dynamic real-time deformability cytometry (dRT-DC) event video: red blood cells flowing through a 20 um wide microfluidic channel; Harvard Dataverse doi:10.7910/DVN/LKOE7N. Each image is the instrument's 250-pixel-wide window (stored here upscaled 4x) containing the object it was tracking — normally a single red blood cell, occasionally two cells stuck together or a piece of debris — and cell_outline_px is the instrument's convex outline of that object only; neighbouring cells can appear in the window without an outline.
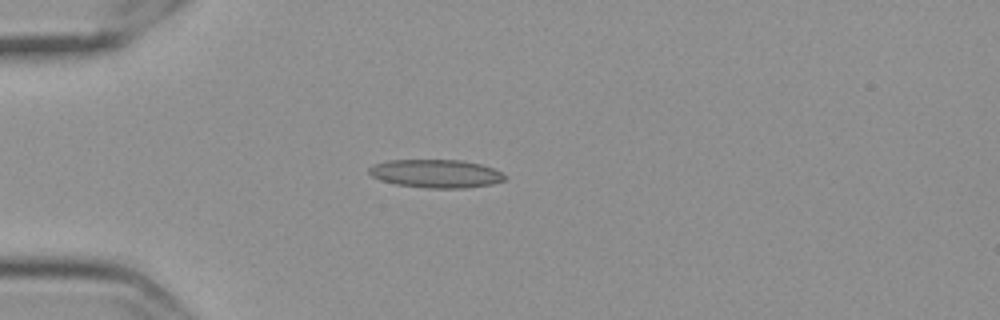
{"species": "Egyptian fruit bat (a non-hibernating species)", "species_latin": "Rousettus aegyptiacus", "temperature_condition": "cold", "stored_images_in_passage": 43, "camera_frame_rate_fps": 3000, "um_per_image_px": 0.085, "frame": {"image": 1, "passage_image": 1, "time_ms": 0.0, "image_size_px": [1000, 320], "cell_outline_px": [[504, 180], [492, 184], [468, 188], [428, 188], [396, 184], [380, 180], [372, 176], [368, 172], [368, 168], [372, 164], [388, 160], [460, 160], [480, 164], [492, 168], [500, 172], [504, 176]], "centroid_in_image_um": [37.01, 14.75], "position_along_channel_um": 48.0, "area_um2": 22.31}}
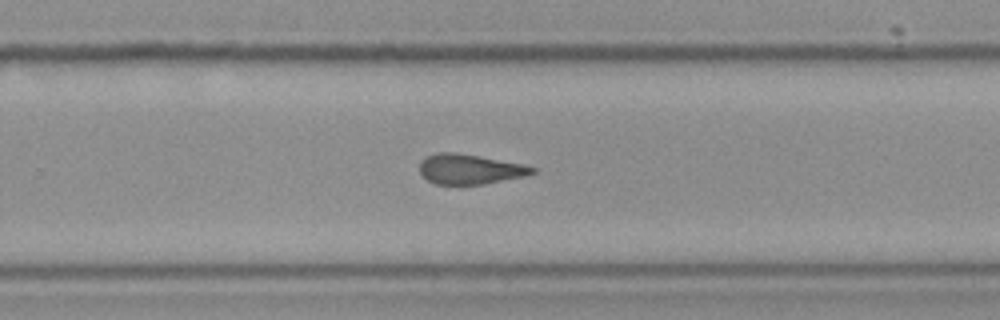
{"frame": {"image": 2, "passage_image": 23, "time_ms": 7.333, "image_size_px": [1000, 320], "cell_outline_px": [[536, 172], [524, 176], [484, 184], [436, 184], [428, 180], [420, 172], [420, 160], [428, 156], [440, 152], [456, 152], [480, 156], [524, 164], [536, 168]], "centroid_in_image_um": [39.95, 14.37], "position_along_channel_um": 289.9, "area_um2": 19.59}}
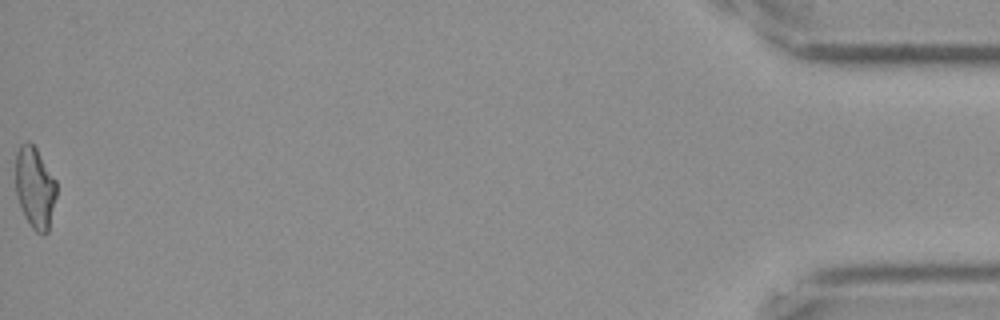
{"frame": {"image": 3, "passage_image": 43, "time_ms": 14.0, "image_size_px": [1000, 320], "cell_outline_px": [[56, 196], [48, 232], [44, 236], [36, 232], [32, 228], [24, 216], [16, 196], [16, 152], [20, 144], [28, 140], [36, 148], [56, 180]], "centroid_in_image_um": [2.96, 15.96], "position_along_channel_um": 432.2, "area_um2": 19.54}, "authors_computed_cell_mechanics": {"area_um2": 20.4612, "velocity_mm_per_s": 3.5406, "shape_relaxation_time_tau1_ms": null, "shape_relaxation_time_tau2_ms": 3.2003, "deformation_change_tau1": null, "deformation_change_tau2": 0.1275}}